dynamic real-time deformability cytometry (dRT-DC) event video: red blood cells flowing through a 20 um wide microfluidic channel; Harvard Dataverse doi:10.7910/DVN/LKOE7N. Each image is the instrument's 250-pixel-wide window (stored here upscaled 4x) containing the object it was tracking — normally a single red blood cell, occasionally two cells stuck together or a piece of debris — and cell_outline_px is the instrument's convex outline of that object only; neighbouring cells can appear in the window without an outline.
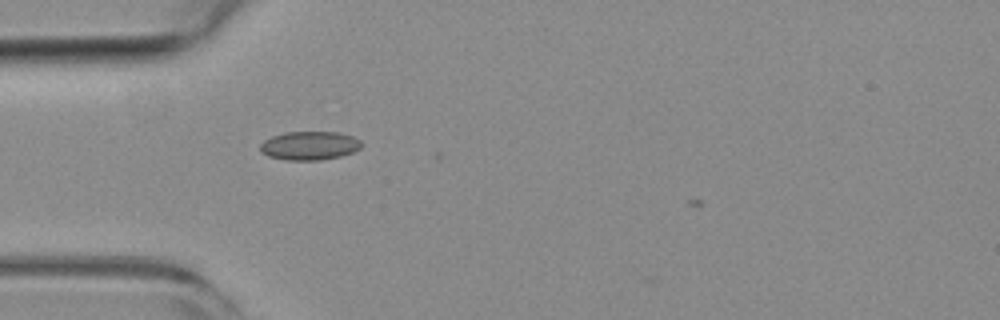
{"species": "common noctule bat (a hibernating species)", "species_latin": "Nyctalus noctula", "temperature_condition": "room temperature", "stored_images_in_passage": 3, "camera_frame_rate_fps": 3000, "um_per_image_px": 0.085, "animal": {"sex": "female", "body_mass_g": 19.3, "forearm_length_mm": 54.1}, "frame": {"image": 1, "passage_image": 2, "time_ms": 0.333, "image_size_px": [1000, 320], "cell_outline_px": [[364, 144], [360, 148], [352, 152], [340, 156], [320, 160], [284, 160], [268, 156], [260, 152], [260, 144], [264, 140], [272, 136], [284, 132], [336, 132], [352, 136], [360, 140]], "centroid_in_image_um": [26.29, 12.38], "position_along_channel_um": 58.7, "area_um2": 16.99}}